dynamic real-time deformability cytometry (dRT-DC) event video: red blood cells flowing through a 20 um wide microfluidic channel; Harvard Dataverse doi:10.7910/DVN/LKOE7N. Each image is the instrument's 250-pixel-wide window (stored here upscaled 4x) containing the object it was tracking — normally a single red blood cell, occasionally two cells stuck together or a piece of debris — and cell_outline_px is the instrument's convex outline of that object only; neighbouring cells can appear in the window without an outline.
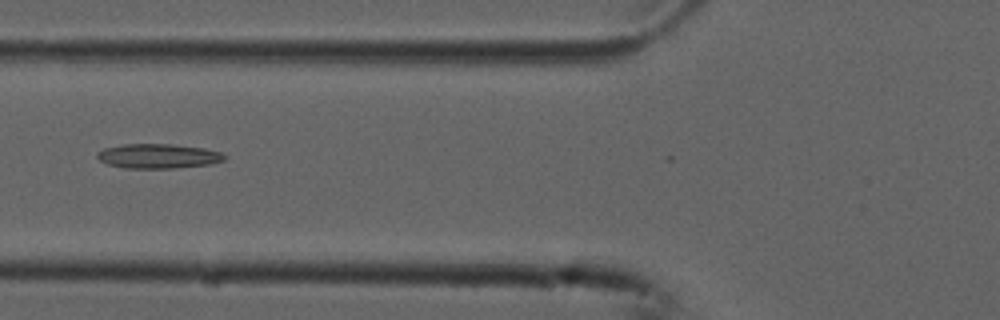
{"species": "common noctule bat (a hibernating species)", "species_latin": "Nyctalus noctula", "temperature_condition": "cold", "stored_images_in_passage": 5, "camera_frame_rate_fps": 3000, "um_per_image_px": 0.085, "animal": {"sex": "male", "forearm_length_mm": 52.5}, "frame": {"image": 1, "passage_image": 3, "time_ms": 0.667, "image_size_px": [1000, 320], "cell_outline_px": [[228, 156], [224, 160], [212, 164], [176, 168], [124, 168], [108, 164], [100, 160], [96, 156], [96, 152], [104, 148], [120, 144], [172, 144], [204, 148], [220, 152]], "centroid_in_image_um": [13.45, 13.26], "position_along_channel_um": 112.4, "area_um2": 18.38}}
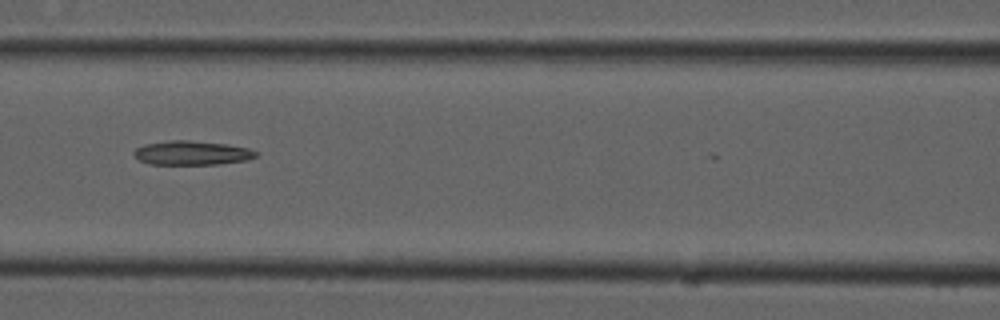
{"frame": {"image": 2, "passage_image": 4, "time_ms": 1.0, "image_size_px": [1000, 320], "cell_outline_px": [[260, 152], [256, 156], [248, 160], [220, 164], [148, 164], [140, 160], [132, 152], [136, 148], [144, 144], [172, 140], [188, 140], [224, 144], [248, 148]], "centroid_in_image_um": [16.32, 13.0], "position_along_channel_um": 150.3, "area_um2": 17.11}}
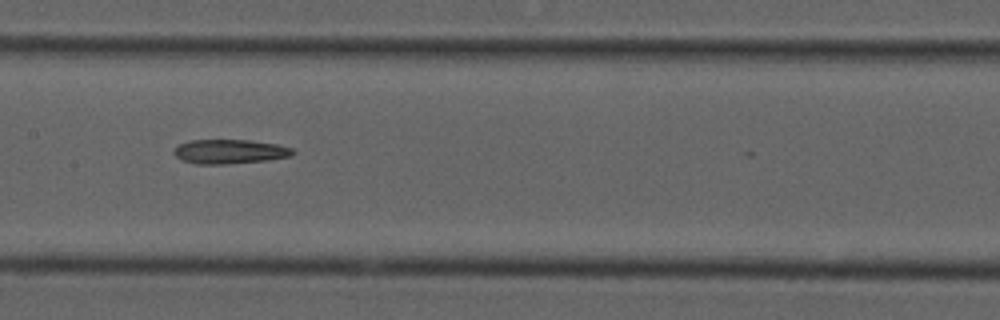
{"frame": {"image": 3, "passage_image": 5, "time_ms": 1.333, "image_size_px": [1000, 320], "cell_outline_px": [[296, 152], [292, 156], [268, 160], [224, 164], [196, 164], [180, 160], [172, 152], [180, 144], [188, 140], [252, 140], [276, 144], [292, 148]], "centroid_in_image_um": [19.53, 12.88], "position_along_channel_um": 187.9, "area_um2": 16.94}}